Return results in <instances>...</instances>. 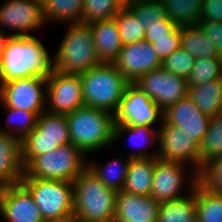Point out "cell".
I'll return each instance as SVG.
<instances>
[{
	"label": "cell",
	"instance_id": "cell-1",
	"mask_svg": "<svg viewBox=\"0 0 222 222\" xmlns=\"http://www.w3.org/2000/svg\"><path fill=\"white\" fill-rule=\"evenodd\" d=\"M53 57L34 36H10L0 64V83L28 77H48L54 70Z\"/></svg>",
	"mask_w": 222,
	"mask_h": 222
},
{
	"label": "cell",
	"instance_id": "cell-2",
	"mask_svg": "<svg viewBox=\"0 0 222 222\" xmlns=\"http://www.w3.org/2000/svg\"><path fill=\"white\" fill-rule=\"evenodd\" d=\"M65 116L71 144L85 155L113 145L114 116L111 112L83 106Z\"/></svg>",
	"mask_w": 222,
	"mask_h": 222
},
{
	"label": "cell",
	"instance_id": "cell-3",
	"mask_svg": "<svg viewBox=\"0 0 222 222\" xmlns=\"http://www.w3.org/2000/svg\"><path fill=\"white\" fill-rule=\"evenodd\" d=\"M74 218L82 222H113L117 191L107 187L88 167L73 181Z\"/></svg>",
	"mask_w": 222,
	"mask_h": 222
},
{
	"label": "cell",
	"instance_id": "cell-4",
	"mask_svg": "<svg viewBox=\"0 0 222 222\" xmlns=\"http://www.w3.org/2000/svg\"><path fill=\"white\" fill-rule=\"evenodd\" d=\"M68 26L53 56L54 70L65 74H80L100 65L91 27L83 23Z\"/></svg>",
	"mask_w": 222,
	"mask_h": 222
},
{
	"label": "cell",
	"instance_id": "cell-5",
	"mask_svg": "<svg viewBox=\"0 0 222 222\" xmlns=\"http://www.w3.org/2000/svg\"><path fill=\"white\" fill-rule=\"evenodd\" d=\"M84 106L114 114L126 86L130 83L113 63H101L80 73Z\"/></svg>",
	"mask_w": 222,
	"mask_h": 222
},
{
	"label": "cell",
	"instance_id": "cell-6",
	"mask_svg": "<svg viewBox=\"0 0 222 222\" xmlns=\"http://www.w3.org/2000/svg\"><path fill=\"white\" fill-rule=\"evenodd\" d=\"M45 222H61L74 217L73 182L22 178Z\"/></svg>",
	"mask_w": 222,
	"mask_h": 222
},
{
	"label": "cell",
	"instance_id": "cell-7",
	"mask_svg": "<svg viewBox=\"0 0 222 222\" xmlns=\"http://www.w3.org/2000/svg\"><path fill=\"white\" fill-rule=\"evenodd\" d=\"M87 157L73 144L33 158L25 167L23 178L73 182L87 168Z\"/></svg>",
	"mask_w": 222,
	"mask_h": 222
},
{
	"label": "cell",
	"instance_id": "cell-8",
	"mask_svg": "<svg viewBox=\"0 0 222 222\" xmlns=\"http://www.w3.org/2000/svg\"><path fill=\"white\" fill-rule=\"evenodd\" d=\"M65 114L43 112L36 128L21 141V160L25 167L33 158L70 144Z\"/></svg>",
	"mask_w": 222,
	"mask_h": 222
},
{
	"label": "cell",
	"instance_id": "cell-9",
	"mask_svg": "<svg viewBox=\"0 0 222 222\" xmlns=\"http://www.w3.org/2000/svg\"><path fill=\"white\" fill-rule=\"evenodd\" d=\"M188 168L190 169L186 164L164 161L156 157L150 196L159 203L187 196L199 181L198 173L192 171L190 174L187 171ZM186 175L188 176L186 177ZM185 183L188 184V187L184 185Z\"/></svg>",
	"mask_w": 222,
	"mask_h": 222
},
{
	"label": "cell",
	"instance_id": "cell-10",
	"mask_svg": "<svg viewBox=\"0 0 222 222\" xmlns=\"http://www.w3.org/2000/svg\"><path fill=\"white\" fill-rule=\"evenodd\" d=\"M47 77H28L0 83V106L40 116L46 109Z\"/></svg>",
	"mask_w": 222,
	"mask_h": 222
},
{
	"label": "cell",
	"instance_id": "cell-11",
	"mask_svg": "<svg viewBox=\"0 0 222 222\" xmlns=\"http://www.w3.org/2000/svg\"><path fill=\"white\" fill-rule=\"evenodd\" d=\"M113 116L114 124L153 127L163 121V110L138 86L129 83Z\"/></svg>",
	"mask_w": 222,
	"mask_h": 222
},
{
	"label": "cell",
	"instance_id": "cell-12",
	"mask_svg": "<svg viewBox=\"0 0 222 222\" xmlns=\"http://www.w3.org/2000/svg\"><path fill=\"white\" fill-rule=\"evenodd\" d=\"M45 24L42 3L37 0H5L0 5V30H12L11 36H32Z\"/></svg>",
	"mask_w": 222,
	"mask_h": 222
},
{
	"label": "cell",
	"instance_id": "cell-13",
	"mask_svg": "<svg viewBox=\"0 0 222 222\" xmlns=\"http://www.w3.org/2000/svg\"><path fill=\"white\" fill-rule=\"evenodd\" d=\"M159 125L157 158L186 164L200 173V146L180 127L162 121Z\"/></svg>",
	"mask_w": 222,
	"mask_h": 222
},
{
	"label": "cell",
	"instance_id": "cell-14",
	"mask_svg": "<svg viewBox=\"0 0 222 222\" xmlns=\"http://www.w3.org/2000/svg\"><path fill=\"white\" fill-rule=\"evenodd\" d=\"M83 106L80 74H65L53 70L47 77L45 111L53 114H68Z\"/></svg>",
	"mask_w": 222,
	"mask_h": 222
},
{
	"label": "cell",
	"instance_id": "cell-15",
	"mask_svg": "<svg viewBox=\"0 0 222 222\" xmlns=\"http://www.w3.org/2000/svg\"><path fill=\"white\" fill-rule=\"evenodd\" d=\"M134 84L150 96L163 111L188 96V82L163 67L139 77Z\"/></svg>",
	"mask_w": 222,
	"mask_h": 222
},
{
	"label": "cell",
	"instance_id": "cell-16",
	"mask_svg": "<svg viewBox=\"0 0 222 222\" xmlns=\"http://www.w3.org/2000/svg\"><path fill=\"white\" fill-rule=\"evenodd\" d=\"M113 64L130 83H134L142 75L162 67V61L158 57L154 45L146 40L123 45Z\"/></svg>",
	"mask_w": 222,
	"mask_h": 222
},
{
	"label": "cell",
	"instance_id": "cell-17",
	"mask_svg": "<svg viewBox=\"0 0 222 222\" xmlns=\"http://www.w3.org/2000/svg\"><path fill=\"white\" fill-rule=\"evenodd\" d=\"M0 216L2 222H45L21 183L0 186Z\"/></svg>",
	"mask_w": 222,
	"mask_h": 222
},
{
	"label": "cell",
	"instance_id": "cell-18",
	"mask_svg": "<svg viewBox=\"0 0 222 222\" xmlns=\"http://www.w3.org/2000/svg\"><path fill=\"white\" fill-rule=\"evenodd\" d=\"M163 121L180 127L183 133L200 146L208 130L210 117L201 112L194 101L187 96L163 111Z\"/></svg>",
	"mask_w": 222,
	"mask_h": 222
},
{
	"label": "cell",
	"instance_id": "cell-19",
	"mask_svg": "<svg viewBox=\"0 0 222 222\" xmlns=\"http://www.w3.org/2000/svg\"><path fill=\"white\" fill-rule=\"evenodd\" d=\"M159 205L151 196L117 191L113 222H158Z\"/></svg>",
	"mask_w": 222,
	"mask_h": 222
},
{
	"label": "cell",
	"instance_id": "cell-20",
	"mask_svg": "<svg viewBox=\"0 0 222 222\" xmlns=\"http://www.w3.org/2000/svg\"><path fill=\"white\" fill-rule=\"evenodd\" d=\"M88 25L93 33L98 59L101 63H113L123 46L115 18L96 21Z\"/></svg>",
	"mask_w": 222,
	"mask_h": 222
},
{
	"label": "cell",
	"instance_id": "cell-21",
	"mask_svg": "<svg viewBox=\"0 0 222 222\" xmlns=\"http://www.w3.org/2000/svg\"><path fill=\"white\" fill-rule=\"evenodd\" d=\"M128 134V135H127ZM127 135L131 144L134 145V151L129 154L130 158H150L157 157L159 128L147 126H127L114 124L113 128V145ZM156 145L155 150L150 153L149 146ZM157 149V150H156ZM155 151V152H154Z\"/></svg>",
	"mask_w": 222,
	"mask_h": 222
},
{
	"label": "cell",
	"instance_id": "cell-22",
	"mask_svg": "<svg viewBox=\"0 0 222 222\" xmlns=\"http://www.w3.org/2000/svg\"><path fill=\"white\" fill-rule=\"evenodd\" d=\"M23 174L21 141L0 132V186L20 183Z\"/></svg>",
	"mask_w": 222,
	"mask_h": 222
},
{
	"label": "cell",
	"instance_id": "cell-23",
	"mask_svg": "<svg viewBox=\"0 0 222 222\" xmlns=\"http://www.w3.org/2000/svg\"><path fill=\"white\" fill-rule=\"evenodd\" d=\"M155 165L156 157L131 158L122 190L150 196Z\"/></svg>",
	"mask_w": 222,
	"mask_h": 222
},
{
	"label": "cell",
	"instance_id": "cell-24",
	"mask_svg": "<svg viewBox=\"0 0 222 222\" xmlns=\"http://www.w3.org/2000/svg\"><path fill=\"white\" fill-rule=\"evenodd\" d=\"M188 97L210 118L221 115L222 78L202 85L188 86Z\"/></svg>",
	"mask_w": 222,
	"mask_h": 222
},
{
	"label": "cell",
	"instance_id": "cell-25",
	"mask_svg": "<svg viewBox=\"0 0 222 222\" xmlns=\"http://www.w3.org/2000/svg\"><path fill=\"white\" fill-rule=\"evenodd\" d=\"M83 3L84 0H45L42 3L45 22L82 23Z\"/></svg>",
	"mask_w": 222,
	"mask_h": 222
},
{
	"label": "cell",
	"instance_id": "cell-26",
	"mask_svg": "<svg viewBox=\"0 0 222 222\" xmlns=\"http://www.w3.org/2000/svg\"><path fill=\"white\" fill-rule=\"evenodd\" d=\"M181 47L196 59L222 58L198 24L181 27Z\"/></svg>",
	"mask_w": 222,
	"mask_h": 222
},
{
	"label": "cell",
	"instance_id": "cell-27",
	"mask_svg": "<svg viewBox=\"0 0 222 222\" xmlns=\"http://www.w3.org/2000/svg\"><path fill=\"white\" fill-rule=\"evenodd\" d=\"M125 159L117 157L108 160L107 163L101 164V166L100 163L91 160L89 162V159H87V167L107 187L120 191L123 189L131 158L128 156Z\"/></svg>",
	"mask_w": 222,
	"mask_h": 222
},
{
	"label": "cell",
	"instance_id": "cell-28",
	"mask_svg": "<svg viewBox=\"0 0 222 222\" xmlns=\"http://www.w3.org/2000/svg\"><path fill=\"white\" fill-rule=\"evenodd\" d=\"M158 222H196V186L187 196L160 203Z\"/></svg>",
	"mask_w": 222,
	"mask_h": 222
},
{
	"label": "cell",
	"instance_id": "cell-29",
	"mask_svg": "<svg viewBox=\"0 0 222 222\" xmlns=\"http://www.w3.org/2000/svg\"><path fill=\"white\" fill-rule=\"evenodd\" d=\"M167 18L177 26L196 25L201 16L203 0H160Z\"/></svg>",
	"mask_w": 222,
	"mask_h": 222
},
{
	"label": "cell",
	"instance_id": "cell-30",
	"mask_svg": "<svg viewBox=\"0 0 222 222\" xmlns=\"http://www.w3.org/2000/svg\"><path fill=\"white\" fill-rule=\"evenodd\" d=\"M196 222H222V194L196 184Z\"/></svg>",
	"mask_w": 222,
	"mask_h": 222
},
{
	"label": "cell",
	"instance_id": "cell-31",
	"mask_svg": "<svg viewBox=\"0 0 222 222\" xmlns=\"http://www.w3.org/2000/svg\"><path fill=\"white\" fill-rule=\"evenodd\" d=\"M7 113V128L0 127V132L22 141L37 125L38 115L12 107H2Z\"/></svg>",
	"mask_w": 222,
	"mask_h": 222
},
{
	"label": "cell",
	"instance_id": "cell-32",
	"mask_svg": "<svg viewBox=\"0 0 222 222\" xmlns=\"http://www.w3.org/2000/svg\"><path fill=\"white\" fill-rule=\"evenodd\" d=\"M222 156V115L210 118L200 145V170L210 160Z\"/></svg>",
	"mask_w": 222,
	"mask_h": 222
},
{
	"label": "cell",
	"instance_id": "cell-33",
	"mask_svg": "<svg viewBox=\"0 0 222 222\" xmlns=\"http://www.w3.org/2000/svg\"><path fill=\"white\" fill-rule=\"evenodd\" d=\"M114 18L123 45L144 40L146 29L138 22L135 14L128 7H121Z\"/></svg>",
	"mask_w": 222,
	"mask_h": 222
},
{
	"label": "cell",
	"instance_id": "cell-34",
	"mask_svg": "<svg viewBox=\"0 0 222 222\" xmlns=\"http://www.w3.org/2000/svg\"><path fill=\"white\" fill-rule=\"evenodd\" d=\"M128 8L144 28L167 19L166 10L160 0H134Z\"/></svg>",
	"mask_w": 222,
	"mask_h": 222
},
{
	"label": "cell",
	"instance_id": "cell-35",
	"mask_svg": "<svg viewBox=\"0 0 222 222\" xmlns=\"http://www.w3.org/2000/svg\"><path fill=\"white\" fill-rule=\"evenodd\" d=\"M222 78V58L196 59L187 79L188 86L202 85Z\"/></svg>",
	"mask_w": 222,
	"mask_h": 222
},
{
	"label": "cell",
	"instance_id": "cell-36",
	"mask_svg": "<svg viewBox=\"0 0 222 222\" xmlns=\"http://www.w3.org/2000/svg\"><path fill=\"white\" fill-rule=\"evenodd\" d=\"M120 9L115 0H84L82 23L113 19Z\"/></svg>",
	"mask_w": 222,
	"mask_h": 222
},
{
	"label": "cell",
	"instance_id": "cell-37",
	"mask_svg": "<svg viewBox=\"0 0 222 222\" xmlns=\"http://www.w3.org/2000/svg\"><path fill=\"white\" fill-rule=\"evenodd\" d=\"M196 58L182 47L170 54L163 62L162 67L184 79H188L195 64Z\"/></svg>",
	"mask_w": 222,
	"mask_h": 222
},
{
	"label": "cell",
	"instance_id": "cell-38",
	"mask_svg": "<svg viewBox=\"0 0 222 222\" xmlns=\"http://www.w3.org/2000/svg\"><path fill=\"white\" fill-rule=\"evenodd\" d=\"M198 177L204 187L222 194V156L208 161L202 167Z\"/></svg>",
	"mask_w": 222,
	"mask_h": 222
},
{
	"label": "cell",
	"instance_id": "cell-39",
	"mask_svg": "<svg viewBox=\"0 0 222 222\" xmlns=\"http://www.w3.org/2000/svg\"><path fill=\"white\" fill-rule=\"evenodd\" d=\"M153 45L158 57L163 62L170 54L181 47V27L178 26L171 33V38L154 39Z\"/></svg>",
	"mask_w": 222,
	"mask_h": 222
},
{
	"label": "cell",
	"instance_id": "cell-40",
	"mask_svg": "<svg viewBox=\"0 0 222 222\" xmlns=\"http://www.w3.org/2000/svg\"><path fill=\"white\" fill-rule=\"evenodd\" d=\"M178 26L170 21L168 18L164 21H160L159 24H154L147 26L145 38L144 40L148 41L149 43L153 44L154 39H161V38H171V33L177 28Z\"/></svg>",
	"mask_w": 222,
	"mask_h": 222
},
{
	"label": "cell",
	"instance_id": "cell-41",
	"mask_svg": "<svg viewBox=\"0 0 222 222\" xmlns=\"http://www.w3.org/2000/svg\"><path fill=\"white\" fill-rule=\"evenodd\" d=\"M199 22H222V0H203Z\"/></svg>",
	"mask_w": 222,
	"mask_h": 222
},
{
	"label": "cell",
	"instance_id": "cell-42",
	"mask_svg": "<svg viewBox=\"0 0 222 222\" xmlns=\"http://www.w3.org/2000/svg\"><path fill=\"white\" fill-rule=\"evenodd\" d=\"M197 24L214 44L219 55L222 56V22H198Z\"/></svg>",
	"mask_w": 222,
	"mask_h": 222
},
{
	"label": "cell",
	"instance_id": "cell-43",
	"mask_svg": "<svg viewBox=\"0 0 222 222\" xmlns=\"http://www.w3.org/2000/svg\"><path fill=\"white\" fill-rule=\"evenodd\" d=\"M10 36H11L10 34H7L6 32H3L2 30H0V64L3 58L5 45L8 39L10 38Z\"/></svg>",
	"mask_w": 222,
	"mask_h": 222
},
{
	"label": "cell",
	"instance_id": "cell-44",
	"mask_svg": "<svg viewBox=\"0 0 222 222\" xmlns=\"http://www.w3.org/2000/svg\"><path fill=\"white\" fill-rule=\"evenodd\" d=\"M120 7H128L134 0H115Z\"/></svg>",
	"mask_w": 222,
	"mask_h": 222
},
{
	"label": "cell",
	"instance_id": "cell-45",
	"mask_svg": "<svg viewBox=\"0 0 222 222\" xmlns=\"http://www.w3.org/2000/svg\"><path fill=\"white\" fill-rule=\"evenodd\" d=\"M61 222H80V220H77V219H75V218L73 217V218H70V219H68V220L61 221Z\"/></svg>",
	"mask_w": 222,
	"mask_h": 222
},
{
	"label": "cell",
	"instance_id": "cell-46",
	"mask_svg": "<svg viewBox=\"0 0 222 222\" xmlns=\"http://www.w3.org/2000/svg\"><path fill=\"white\" fill-rule=\"evenodd\" d=\"M37 1L43 3L45 0H37Z\"/></svg>",
	"mask_w": 222,
	"mask_h": 222
}]
</instances>
